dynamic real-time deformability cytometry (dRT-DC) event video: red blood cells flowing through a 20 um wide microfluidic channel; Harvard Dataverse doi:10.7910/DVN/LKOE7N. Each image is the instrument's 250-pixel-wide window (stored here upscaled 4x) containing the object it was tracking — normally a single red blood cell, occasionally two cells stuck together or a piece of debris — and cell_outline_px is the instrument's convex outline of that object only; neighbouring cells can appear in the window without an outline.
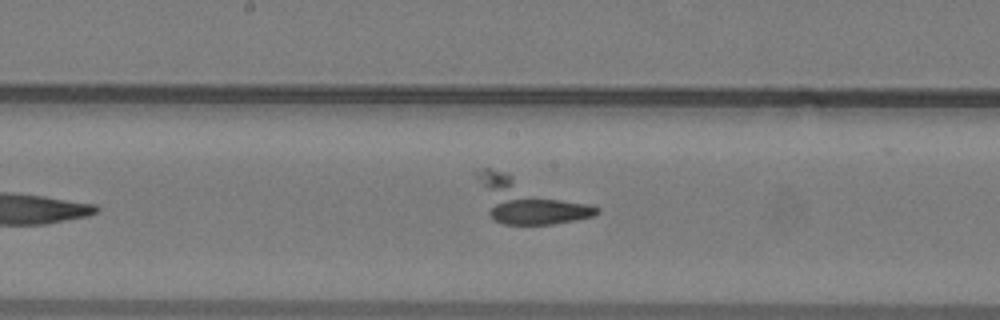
{"species": "common noctule bat (a hibernating species)", "species_latin": "Nyctalus noctula", "temperature_condition": "warm", "stored_images_in_passage": 24, "segment_of_instrument_passage": [2, 2], "camera_frame_rate_fps": 3000, "um_per_image_px": 0.085, "animal": {"sex": "male", "body_mass_g": 19.2, "forearm_length_mm": 51.8}, "frame": {"image": 1, "passage_image": 15, "time_ms": 4.667, "image_size_px": [1000, 320], "cell_outline_px": [[600, 212], [596, 216], [552, 224], [504, 224], [496, 220], [488, 212], [472, 172], [484, 168], [492, 168], [508, 172], [600, 208]], "centroid_in_image_um": [44.83, 17.03], "position_along_channel_um": 203.4, "area_um2": 30.92}}
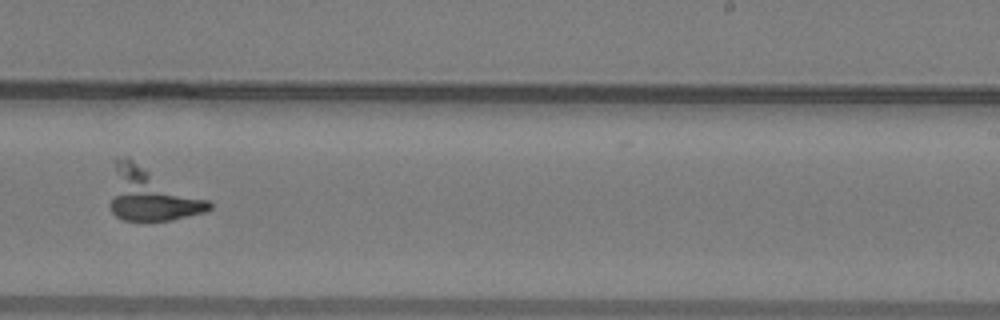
{"frame": {"image": 2, "passage_image": 20, "time_ms": 6.333, "image_size_px": [1000, 320], "cell_outline_px": [[212, 208], [204, 212], [172, 220], [124, 220], [116, 216], [112, 212], [108, 204], [116, 160], [128, 156], [208, 200], [212, 204]], "centroid_in_image_um": [12.8, 16.55], "position_along_channel_um": 276.2, "area_um2": 30.23}}